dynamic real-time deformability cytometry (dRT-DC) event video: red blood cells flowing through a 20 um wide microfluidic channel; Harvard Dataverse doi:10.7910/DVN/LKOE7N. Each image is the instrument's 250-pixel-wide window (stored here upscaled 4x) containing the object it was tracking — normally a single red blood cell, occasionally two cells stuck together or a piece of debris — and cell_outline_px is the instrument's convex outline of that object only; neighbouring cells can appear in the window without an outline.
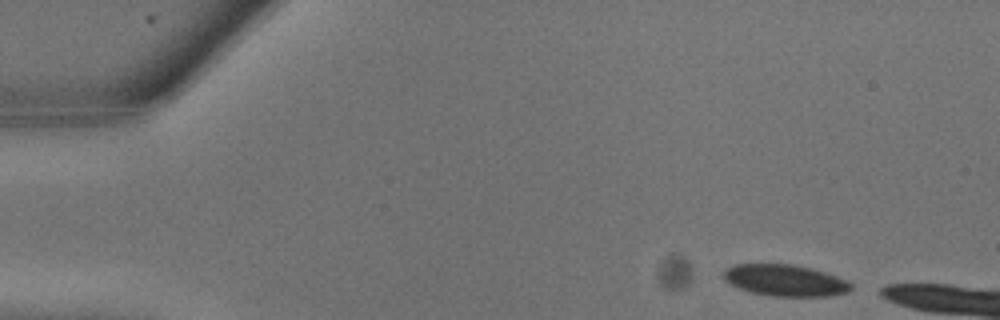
{"species": "common noctule bat (a hibernating species)", "species_latin": "Nyctalus noctula", "temperature_condition": "warm", "stored_images_in_passage": 5, "camera_frame_rate_fps": 3000, "um_per_image_px": 0.085, "animal": {"sex": "male", "body_mass_g": 13.3}, "frame": {"image": 1, "passage_image": 1, "time_ms": 0.0, "image_size_px": [1000, 320], "cell_outline_px": [[852, 288], [848, 292], [832, 296], [772, 296], [748, 292], [724, 280], [724, 272], [728, 268], [736, 264], [792, 264], [812, 268], [836, 276], [852, 284]], "centroid_in_image_um": [66.75, 23.84], "position_along_channel_um": 18.3, "area_um2": 23.29}}